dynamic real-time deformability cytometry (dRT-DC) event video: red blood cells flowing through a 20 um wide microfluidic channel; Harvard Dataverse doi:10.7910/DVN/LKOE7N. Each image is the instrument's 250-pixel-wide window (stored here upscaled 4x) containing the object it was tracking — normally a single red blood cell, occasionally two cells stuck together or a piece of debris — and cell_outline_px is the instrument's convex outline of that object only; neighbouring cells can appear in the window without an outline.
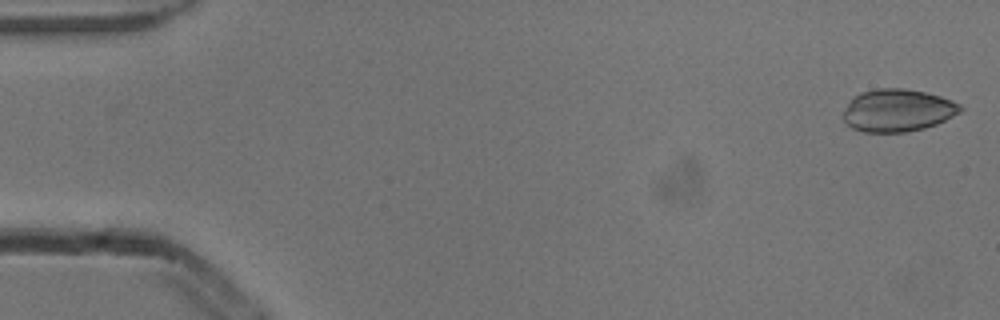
{"species": "common noctule bat (a hibernating species)", "species_latin": "Nyctalus noctula", "temperature_condition": "cold", "stored_images_in_passage": 46, "camera_frame_rate_fps": 3000, "um_per_image_px": 0.085, "animal": {"sex": "male", "body_mass_g": 13.3}, "frame": {"image": 1, "passage_image": 1, "time_ms": 0.0, "image_size_px": [1000, 320], "cell_outline_px": [[964, 108], [960, 112], [936, 124], [924, 128], [904, 132], [864, 132], [852, 128], [844, 120], [844, 112], [848, 104], [860, 92], [876, 88], [904, 88], [924, 92], [940, 96], [952, 100], [960, 104]], "centroid_in_image_um": [76.32, 9.38], "position_along_channel_um": 8.7, "area_um2": 28.78}}
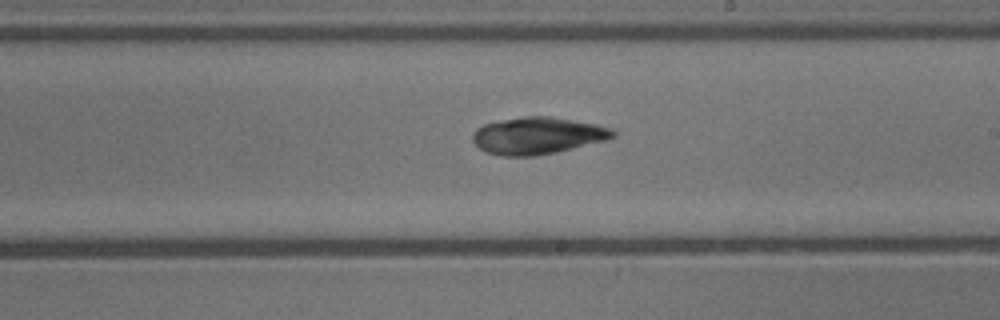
{"frame": {"image": 2, "passage_image": 30, "time_ms": 9.667, "image_size_px": [1000, 320], "cell_outline_px": [[616, 136], [608, 140], [556, 152], [536, 156], [504, 156], [488, 152], [480, 148], [472, 140], [472, 136], [476, 128], [484, 124], [524, 116], [548, 116], [596, 124], [612, 128], [616, 132]], "centroid_in_image_um": [45.73, 11.53], "position_along_channel_um": 243.3, "area_um2": 30.11}}
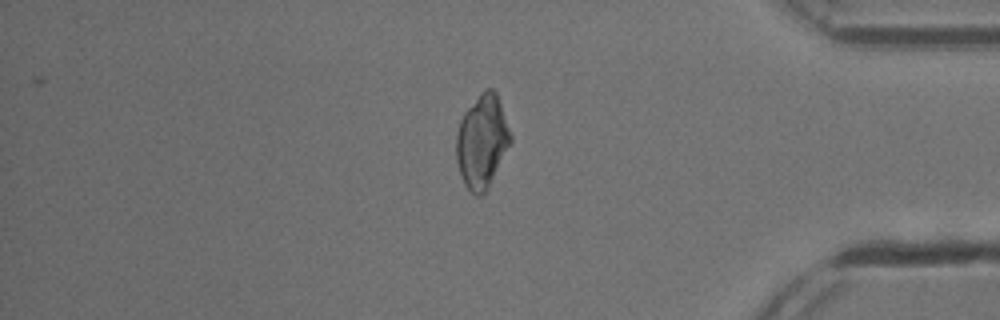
{"frame": {"image": 3, "passage_image": 44, "time_ms": 14.333, "image_size_px": [1000, 320], "cell_outline_px": [[512, 140], [484, 192], [480, 196], [476, 196], [464, 184], [456, 160], [456, 132], [460, 120], [464, 112], [480, 92], [484, 88], [492, 88], [496, 92], [512, 136]], "centroid_in_image_um": [40.95, 11.97], "position_along_channel_um": 394.3, "area_um2": 29.02}}